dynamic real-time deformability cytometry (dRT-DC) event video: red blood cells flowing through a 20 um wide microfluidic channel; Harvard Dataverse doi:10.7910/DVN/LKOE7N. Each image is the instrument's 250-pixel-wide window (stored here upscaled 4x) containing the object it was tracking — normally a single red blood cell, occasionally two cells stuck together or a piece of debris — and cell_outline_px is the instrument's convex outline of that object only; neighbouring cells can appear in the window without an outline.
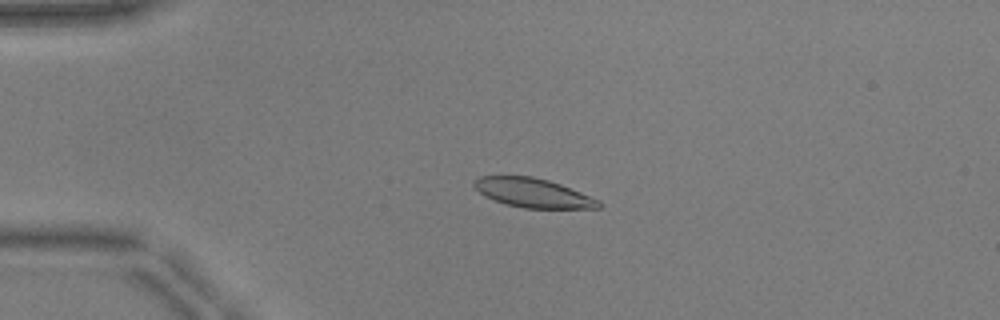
{"species": "common noctule bat (a hibernating species)", "species_latin": "Nyctalus noctula", "temperature_condition": "warm", "stored_images_in_passage": 16, "camera_frame_rate_fps": 3000, "um_per_image_px": 0.085, "animal": {"sex": "male", "body_mass_g": 17.9, "forearm_length_mm": 54.2}, "frame": {"image": 1, "passage_image": 11, "time_ms": 3.333, "image_size_px": [1000, 320], "cell_outline_px": [[604, 204], [600, 208], [524, 208], [508, 204], [484, 196], [472, 184], [480, 176], [532, 176], [548, 180], [560, 184], [600, 200]], "centroid_in_image_um": [45.34, 16.4], "position_along_channel_um": 39.7, "area_um2": 20.92}}